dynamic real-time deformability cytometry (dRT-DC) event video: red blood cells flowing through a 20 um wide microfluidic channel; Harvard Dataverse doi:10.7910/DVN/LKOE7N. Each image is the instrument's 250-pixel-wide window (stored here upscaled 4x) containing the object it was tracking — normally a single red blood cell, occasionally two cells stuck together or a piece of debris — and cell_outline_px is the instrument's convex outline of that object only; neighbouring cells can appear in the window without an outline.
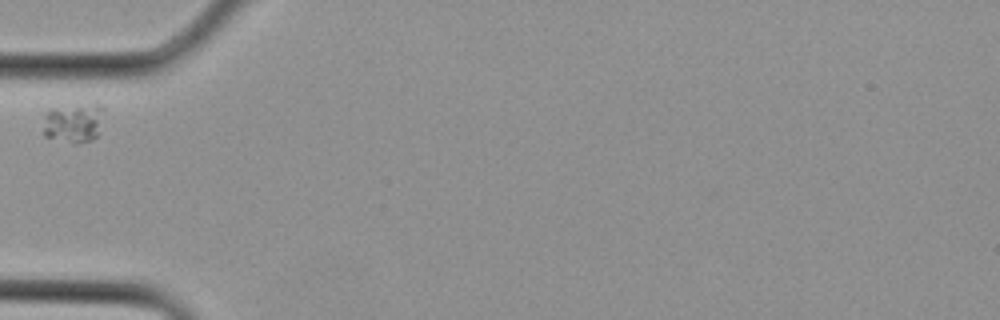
{"species": "Egyptian fruit bat (a non-hibernating species)", "species_latin": "Rousettus aegyptiacus", "temperature_condition": "cold", "stored_images_in_passage": 1, "camera_frame_rate_fps": 3000, "um_per_image_px": 0.085, "animal": {"sex": "female"}, "frame": {"image": 1, "passage_image": 1, "time_ms": 0.0, "image_size_px": [1000, 320], "cell_outline_px": [[104, 108], [100, 132], [92, 140], [72, 140], [44, 136], [44, 116], [48, 108], [96, 104], [100, 104]], "centroid_in_image_um": [6.28, 10.38], "position_along_channel_um": 78.7, "area_um2": 13.41}}